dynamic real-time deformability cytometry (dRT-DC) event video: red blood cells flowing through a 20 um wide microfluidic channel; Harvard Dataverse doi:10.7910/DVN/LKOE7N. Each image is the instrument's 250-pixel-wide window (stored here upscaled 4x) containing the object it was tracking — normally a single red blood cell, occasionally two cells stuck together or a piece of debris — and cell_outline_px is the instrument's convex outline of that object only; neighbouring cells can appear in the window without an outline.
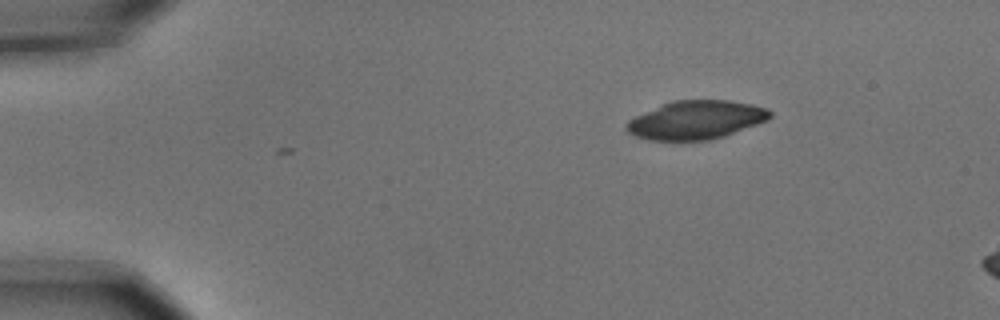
{"species": "common noctule bat (a hibernating species)", "species_latin": "Nyctalus noctula", "temperature_condition": "cold", "stored_images_in_passage": 4, "camera_frame_rate_fps": 3000, "um_per_image_px": 0.085, "animal": {"sex": "male", "body_mass_g": 15.6}, "frame": {"image": 1, "passage_image": 1, "time_ms": 0.0, "image_size_px": [1000, 320], "cell_outline_px": [[772, 116], [768, 120], [724, 136], [712, 140], [648, 140], [636, 136], [628, 132], [624, 128], [624, 124], [628, 120], [636, 116], [672, 100], [728, 100], [752, 104], [768, 108], [772, 112]], "centroid_in_image_um": [59.17, 10.19], "position_along_channel_um": 25.8, "area_um2": 32.25}}